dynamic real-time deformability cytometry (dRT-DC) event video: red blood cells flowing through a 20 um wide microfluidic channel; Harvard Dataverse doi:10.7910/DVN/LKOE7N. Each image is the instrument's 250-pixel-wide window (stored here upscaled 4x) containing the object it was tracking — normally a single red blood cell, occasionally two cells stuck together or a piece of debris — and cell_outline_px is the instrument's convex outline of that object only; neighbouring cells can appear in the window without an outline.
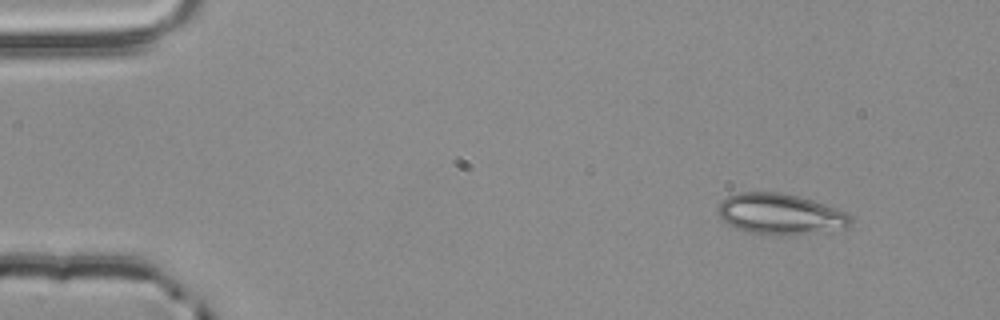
{"species": "common noctule bat (a hibernating species)", "species_latin": "Nyctalus noctula", "temperature_condition": "room temperature", "stored_images_in_passage": 3, "camera_frame_rate_fps": 3000, "um_per_image_px": 0.085, "animal": {"sex": "male", "body_mass_g": 20.4}, "frame": {"image": 1, "passage_image": 1, "time_ms": 0.0, "image_size_px": [1000, 320], "cell_outline_px": [[852, 224], [844, 228], [808, 232], [752, 232], [736, 228], [728, 224], [716, 212], [716, 208], [720, 200], [736, 192], [784, 192], [800, 196], [836, 208], [852, 216]], "centroid_in_image_um": [66.27, 18.12], "position_along_channel_um": 18.7, "area_um2": 30.69}}